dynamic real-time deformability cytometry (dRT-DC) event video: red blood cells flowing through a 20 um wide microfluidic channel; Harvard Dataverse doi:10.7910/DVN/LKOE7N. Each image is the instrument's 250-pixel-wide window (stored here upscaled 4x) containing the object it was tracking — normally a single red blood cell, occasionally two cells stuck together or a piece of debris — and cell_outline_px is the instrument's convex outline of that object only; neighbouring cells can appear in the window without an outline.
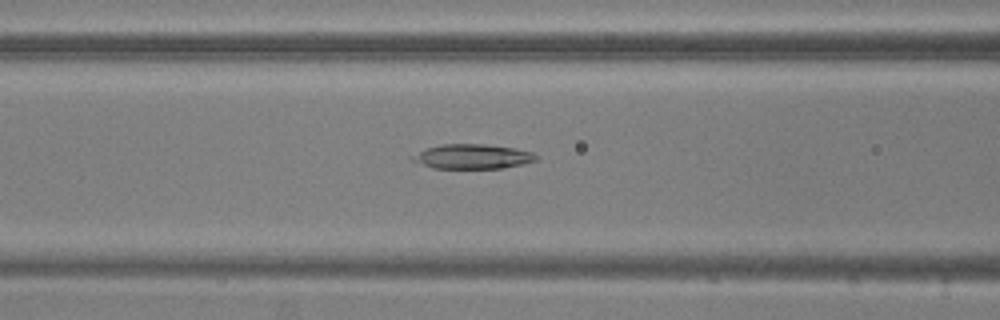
{"species": "common noctule bat (a hibernating species)", "species_latin": "Nyctalus noctula", "temperature_condition": "warm", "stored_images_in_passage": 34, "camera_frame_rate_fps": 3000, "um_per_image_px": 0.085, "animal": {"sex": "male", "body_mass_g": 20.5, "forearm_length_mm": 52.5}, "frame": {"image": 1, "passage_image": 11, "time_ms": 3.333, "image_size_px": [1000, 320], "cell_outline_px": [[536, 160], [524, 164], [504, 168], [432, 168], [408, 160], [408, 156], [424, 148], [444, 144], [484, 144], [516, 148], [532, 152], [536, 156]], "centroid_in_image_um": [40.07, 13.3], "position_along_channel_um": 126.5, "area_um2": 18.03}}
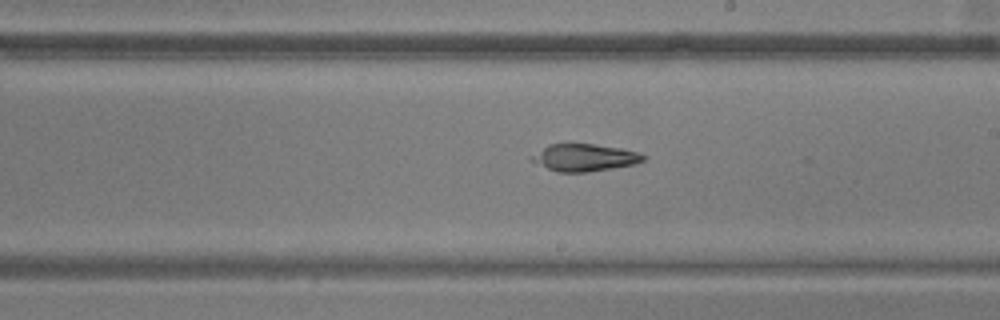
{"frame": {"image": 2, "passage_image": 20, "time_ms": 6.333, "image_size_px": [1000, 320], "cell_outline_px": [[648, 156], [644, 160], [632, 164], [588, 172], [556, 172], [532, 160], [528, 156], [548, 144], [592, 144], [620, 148], [636, 152]], "centroid_in_image_um": [49.64, 13.39], "position_along_channel_um": 239.4, "area_um2": 17.46}}
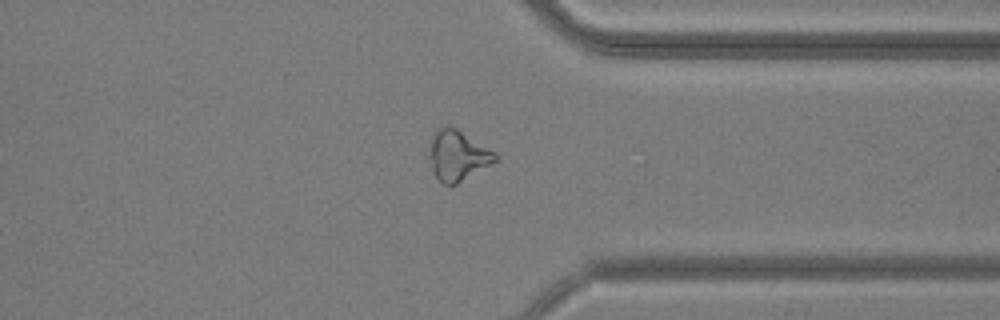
{"frame": {"image": 3, "passage_image": 31, "time_ms": 10.0, "image_size_px": [1000, 320], "cell_outline_px": [[500, 160], [456, 184], [444, 184], [432, 172], [428, 156], [432, 140], [436, 132], [440, 128], [456, 128], [496, 152], [500, 156]], "centroid_in_image_um": [38.96, 13.25], "position_along_channel_um": 372.4, "area_um2": 19.13}}